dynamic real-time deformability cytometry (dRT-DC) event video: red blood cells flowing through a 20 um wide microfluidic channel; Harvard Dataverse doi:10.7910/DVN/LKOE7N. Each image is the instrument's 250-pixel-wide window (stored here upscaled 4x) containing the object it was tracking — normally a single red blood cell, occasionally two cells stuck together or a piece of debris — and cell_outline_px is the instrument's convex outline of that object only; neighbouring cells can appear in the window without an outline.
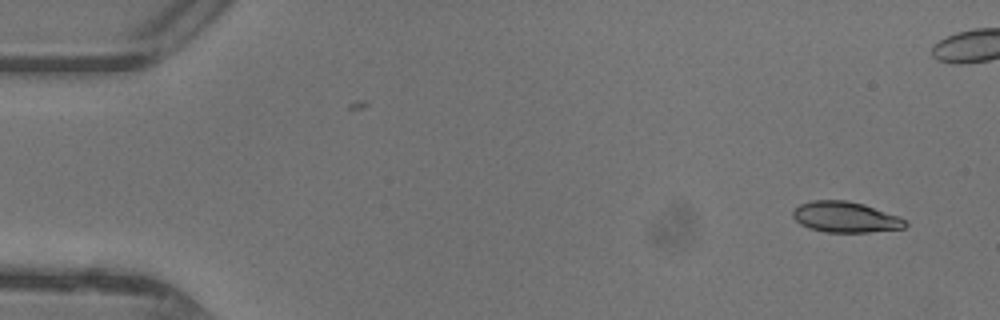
{"species": "common noctule bat (a hibernating species)", "species_latin": "Nyctalus noctula", "temperature_condition": "warm", "stored_images_in_passage": 47, "camera_frame_rate_fps": 3000, "um_per_image_px": 0.085, "animal": {"sex": "female"}, "frame": {"image": 1, "passage_image": 2, "time_ms": 0.333, "image_size_px": [1000, 320], "cell_outline_px": [[908, 224], [904, 228], [868, 232], [824, 232], [808, 228], [800, 224], [792, 216], [792, 212], [800, 204], [812, 200], [848, 200], [864, 204], [900, 216]], "centroid_in_image_um": [71.86, 18.45], "position_along_channel_um": 13.1, "area_um2": 20.23}}
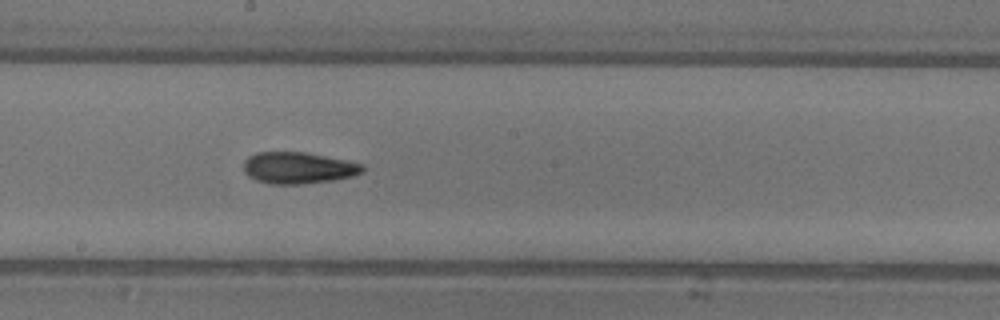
{"frame": {"image": 2, "passage_image": 25, "time_ms": 8.0, "image_size_px": [1000, 320], "cell_outline_px": [[364, 172], [352, 176], [332, 180], [296, 184], [268, 184], [256, 180], [248, 176], [244, 172], [244, 160], [248, 156], [256, 152], [304, 152], [364, 164]], "centroid_in_image_um": [25.32, 14.27], "position_along_channel_um": 222.9, "area_um2": 21.79}}
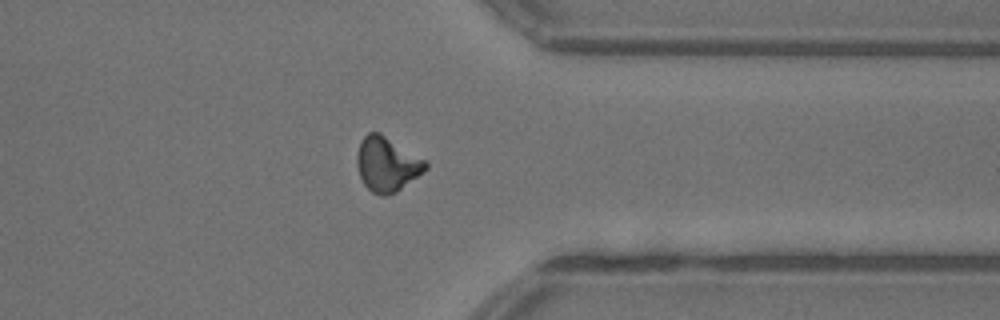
{"frame": {"image": 3, "passage_image": 36, "time_ms": 11.667, "image_size_px": [1000, 320], "cell_outline_px": [[428, 168], [396, 192], [384, 196], [380, 196], [372, 192], [364, 184], [360, 176], [356, 164], [356, 156], [360, 140], [368, 132], [380, 132], [424, 160], [428, 164]], "centroid_in_image_um": [32.85, 13.95], "position_along_channel_um": 378.6, "area_um2": 21.62}, "authors_computed_cell_mechanics": {"area_um2": 20.9236, "velocity_mm_per_s": 4.4201, "shape_relaxation_time_tau1_ms": 5.3643, "shape_relaxation_time_tau2_ms": 4.3762, "deformation_change_tau1": 0.1757, "deformation_change_tau2": 0.1307}}